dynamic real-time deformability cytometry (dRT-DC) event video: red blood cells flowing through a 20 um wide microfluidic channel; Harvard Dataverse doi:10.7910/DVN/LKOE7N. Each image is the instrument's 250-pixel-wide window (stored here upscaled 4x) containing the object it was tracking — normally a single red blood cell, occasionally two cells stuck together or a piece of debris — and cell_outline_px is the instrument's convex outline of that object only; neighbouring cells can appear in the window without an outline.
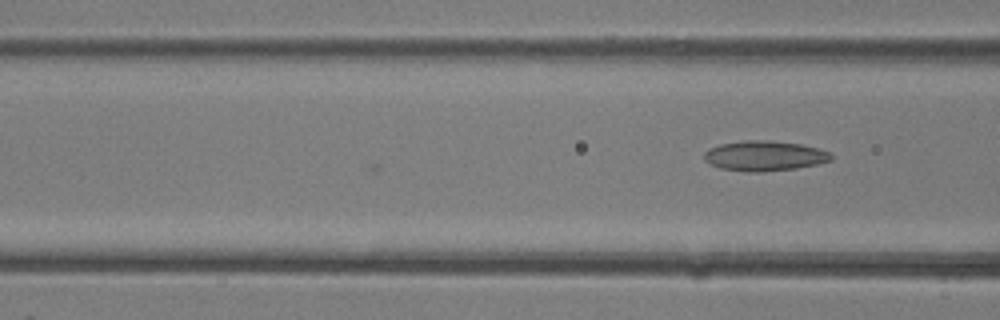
{"species": "common noctule bat (a hibernating species)", "species_latin": "Nyctalus noctula", "temperature_condition": "room temperature", "stored_images_in_passage": 3, "camera_frame_rate_fps": 3000, "um_per_image_px": 0.085, "animal": {"sex": "female"}, "frame": {"image": 1, "passage_image": 3, "time_ms": 0.667, "image_size_px": [1000, 320], "cell_outline_px": [[832, 160], [816, 164], [796, 168], [760, 172], [748, 172], [720, 168], [708, 164], [704, 160], [704, 152], [708, 148], [720, 144], [744, 140], [768, 140], [800, 144], [816, 148], [828, 152], [832, 156]], "centroid_in_image_um": [64.91, 13.25], "position_along_channel_um": 101.7, "area_um2": 22.25}}